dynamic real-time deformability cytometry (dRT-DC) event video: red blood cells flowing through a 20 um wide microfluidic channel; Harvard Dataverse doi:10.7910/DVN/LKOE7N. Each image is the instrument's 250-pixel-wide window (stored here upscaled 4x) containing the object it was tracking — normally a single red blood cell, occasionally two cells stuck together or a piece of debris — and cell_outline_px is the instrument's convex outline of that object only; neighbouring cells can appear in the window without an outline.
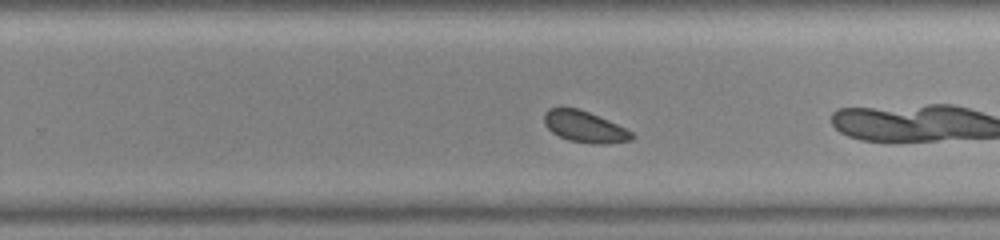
{"species": "common noctule bat (a hibernating species)", "species_latin": "Nyctalus noctula", "temperature_condition": "warm", "stored_images_in_passage": 46, "camera_frame_rate_fps": 3000, "um_per_image_px": 0.085, "animal": {"sex": "female", "body_mass_g": 23.0, "forearm_length_mm": 53.4}, "frame": {"image": 1, "passage_image": 25, "time_ms": 8.0, "image_size_px": [1000, 240], "cell_outline_px": [[636, 136], [632, 140], [604, 144], [592, 144], [568, 140], [552, 132], [544, 124], [544, 112], [548, 108], [576, 108], [588, 112], [608, 120], [632, 132]], "centroid_in_image_um": [49.69, 10.78], "position_along_channel_um": 280.1, "area_um2": 15.9}}
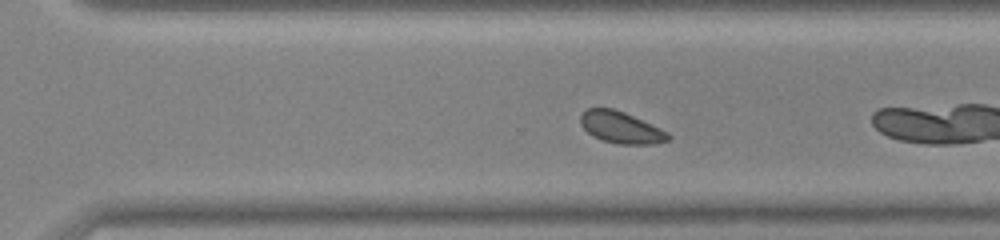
{"frame": {"image": 2, "passage_image": 28, "time_ms": 9.0, "image_size_px": [1000, 240], "cell_outline_px": [[672, 136], [668, 140], [652, 144], [616, 144], [592, 136], [580, 124], [580, 116], [588, 108], [612, 108], [624, 112], [660, 128], [668, 132]], "centroid_in_image_um": [52.78, 10.84], "position_along_channel_um": 317.8, "area_um2": 16.07}, "authors_computed_cell_mechanics": {"area_um2": 18.207, "velocity_mm_per_s": 3.7794, "shape_relaxation_time_tau1_ms": 2.4946, "shape_relaxation_time_tau2_ms": 2.5638, "deformation_change_tau1": 0.3255, "deformation_change_tau2": 0.0676}}